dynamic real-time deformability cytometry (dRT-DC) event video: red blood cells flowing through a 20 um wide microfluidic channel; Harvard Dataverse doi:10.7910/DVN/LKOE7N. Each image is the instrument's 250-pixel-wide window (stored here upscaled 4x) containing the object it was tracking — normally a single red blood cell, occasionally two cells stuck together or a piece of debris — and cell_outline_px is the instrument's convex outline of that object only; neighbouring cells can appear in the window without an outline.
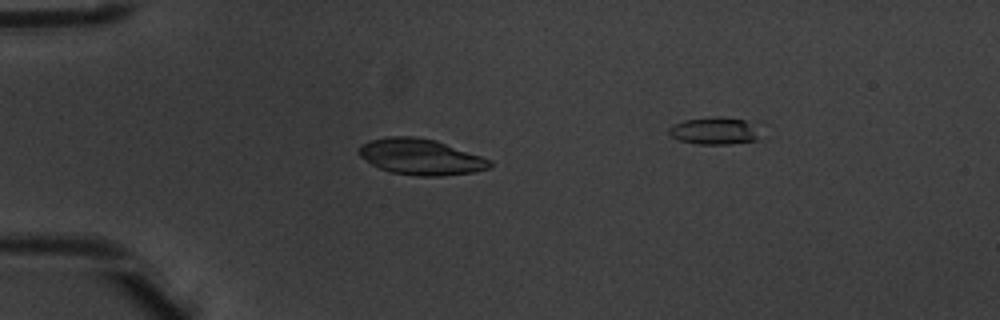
{"species": "common noctule bat (a hibernating species)", "species_latin": "Nyctalus noctula", "temperature_condition": "warm", "stored_images_in_passage": 4, "camera_frame_rate_fps": 3000, "um_per_image_px": 0.085, "animal": {"sex": "male", "body_mass_g": 20.1, "forearm_length_mm": 53.5}, "frame": {"image": 1, "passage_image": 2, "time_ms": 0.333, "image_size_px": [1000, 320], "cell_outline_px": [[492, 168], [472, 172], [440, 176], [420, 176], [388, 172], [372, 164], [360, 156], [356, 152], [360, 144], [372, 140], [388, 136], [412, 136], [436, 140], [492, 160]], "centroid_in_image_um": [35.75, 13.33], "position_along_channel_um": 49.2, "area_um2": 27.46}}